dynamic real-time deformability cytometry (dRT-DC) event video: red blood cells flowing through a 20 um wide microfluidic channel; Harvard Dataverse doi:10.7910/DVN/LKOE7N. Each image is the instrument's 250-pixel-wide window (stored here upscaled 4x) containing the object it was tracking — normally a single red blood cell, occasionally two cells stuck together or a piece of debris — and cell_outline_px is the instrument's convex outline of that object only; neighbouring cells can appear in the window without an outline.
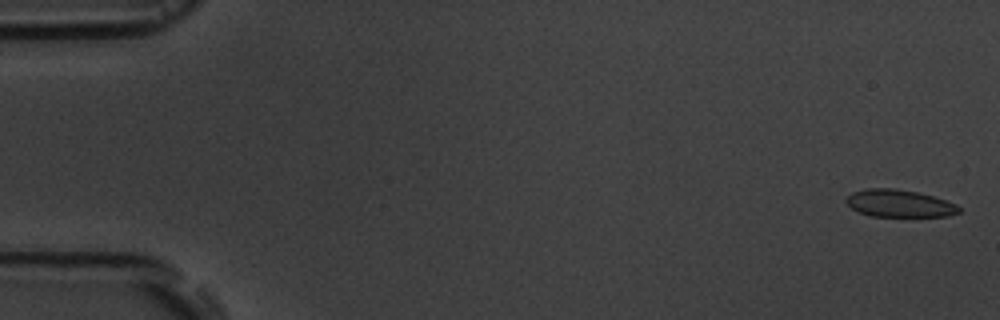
{"species": "common noctule bat (a hibernating species)", "species_latin": "Nyctalus noctula", "temperature_condition": "room temperature", "stored_images_in_passage": 5, "camera_frame_rate_fps": 3000, "um_per_image_px": 0.085, "animal": {"sex": "male", "body_mass_g": 19.5, "forearm_length_mm": 54.6}, "frame": {"image": 1, "passage_image": 1, "time_ms": 0.0, "image_size_px": [1000, 320], "cell_outline_px": [[960, 212], [948, 216], [872, 216], [860, 212], [852, 208], [844, 200], [852, 192], [864, 188], [892, 188], [916, 192], [932, 196], [956, 204], [960, 208]], "centroid_in_image_um": [76.42, 17.28], "position_along_channel_um": 8.6, "area_um2": 17.8}}
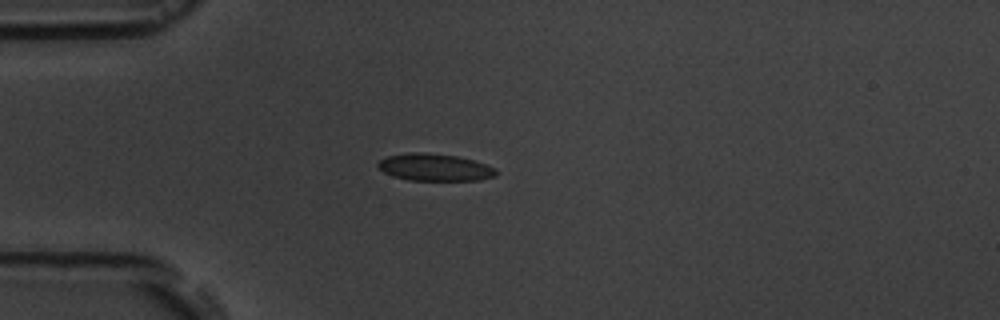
{"frame": {"image": 2, "passage_image": 5, "time_ms": 4.667, "image_size_px": [1000, 320], "cell_outline_px": [[496, 176], [480, 180], [408, 180], [392, 176], [384, 172], [376, 164], [384, 156], [408, 152], [424, 152], [456, 156], [476, 160], [496, 168]], "centroid_in_image_um": [36.94, 14.21], "position_along_channel_um": 48.1, "area_um2": 18.9}}